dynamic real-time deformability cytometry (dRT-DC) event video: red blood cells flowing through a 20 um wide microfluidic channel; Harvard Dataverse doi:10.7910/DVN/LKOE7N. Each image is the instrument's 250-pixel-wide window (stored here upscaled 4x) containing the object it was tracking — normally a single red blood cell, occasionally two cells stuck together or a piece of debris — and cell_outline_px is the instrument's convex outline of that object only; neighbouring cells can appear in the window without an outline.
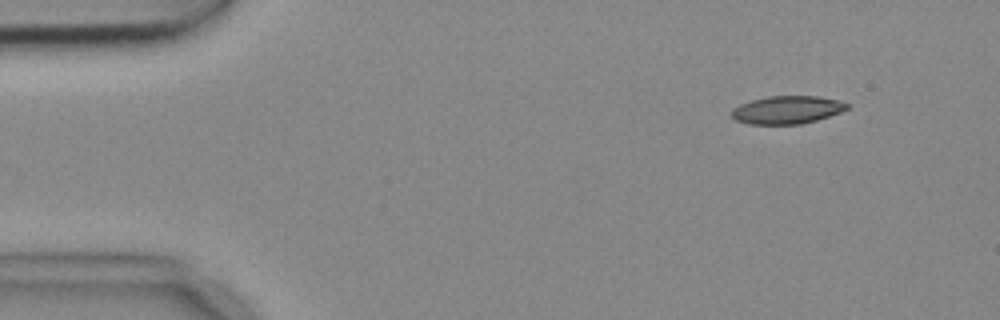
{"species": "common noctule bat (a hibernating species)", "species_latin": "Nyctalus noctula", "temperature_condition": "cold", "stored_images_in_passage": 4, "camera_frame_rate_fps": 3000, "um_per_image_px": 0.085, "animal": {"sex": "female", "body_mass_g": 18.4}, "frame": {"image": 1, "passage_image": 1, "time_ms": 0.0, "image_size_px": [1000, 320], "cell_outline_px": [[848, 108], [840, 112], [816, 120], [800, 124], [748, 124], [736, 120], [732, 116], [732, 108], [740, 104], [752, 100], [768, 96], [816, 96], [840, 100], [848, 104]], "centroid_in_image_um": [66.89, 9.33], "position_along_channel_um": 18.1, "area_um2": 18.67}}
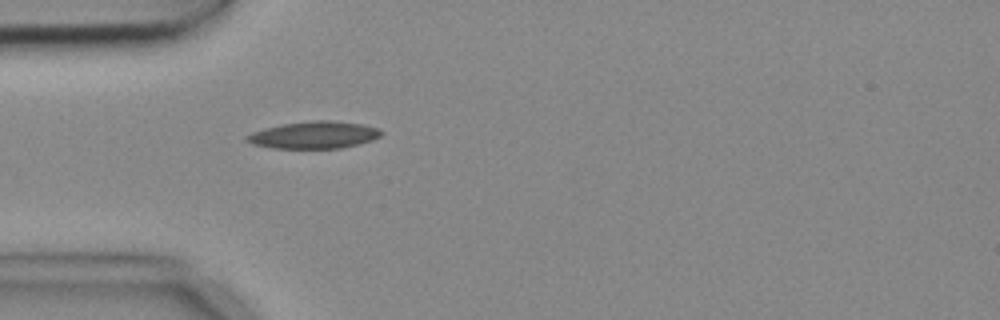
{"frame": {"image": 2, "passage_image": 4, "time_ms": 1.0, "image_size_px": [1000, 320], "cell_outline_px": [[384, 132], [380, 136], [372, 140], [360, 144], [340, 148], [272, 148], [252, 144], [244, 140], [244, 136], [252, 132], [284, 124], [312, 120], [328, 120], [360, 124], [380, 128]], "centroid_in_image_um": [26.7, 11.48], "position_along_channel_um": 58.3, "area_um2": 21.21}}